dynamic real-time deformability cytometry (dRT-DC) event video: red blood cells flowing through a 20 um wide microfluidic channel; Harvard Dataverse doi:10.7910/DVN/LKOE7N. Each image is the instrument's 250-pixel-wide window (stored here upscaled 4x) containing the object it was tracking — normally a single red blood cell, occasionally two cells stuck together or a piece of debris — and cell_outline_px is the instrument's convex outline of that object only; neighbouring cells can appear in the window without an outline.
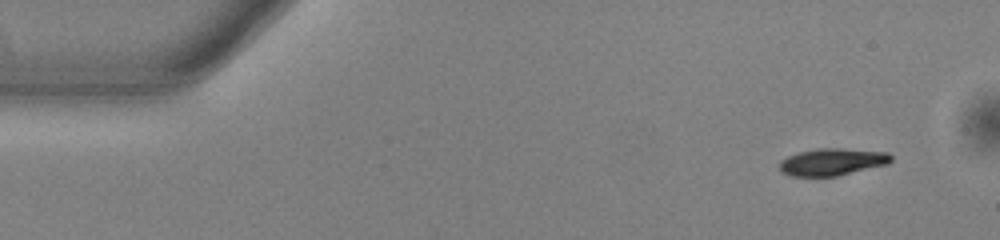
{"species": "common noctule bat (a hibernating species)", "species_latin": "Nyctalus noctula", "temperature_condition": "warm", "stored_images_in_passage": 50, "camera_frame_rate_fps": 3000, "um_per_image_px": 0.085, "animal": {"sex": "male", "body_mass_g": 13.0, "forearm_length_mm": 53.1}, "frame": {"image": 1, "passage_image": 1, "time_ms": 0.0, "image_size_px": [1000, 240], "cell_outline_px": [[892, 160], [888, 164], [836, 176], [792, 176], [780, 172], [780, 160], [788, 156], [800, 152], [816, 148], [840, 148], [888, 152], [892, 156]], "centroid_in_image_um": [70.74, 13.75], "position_along_channel_um": 14.3, "area_um2": 17.63}}
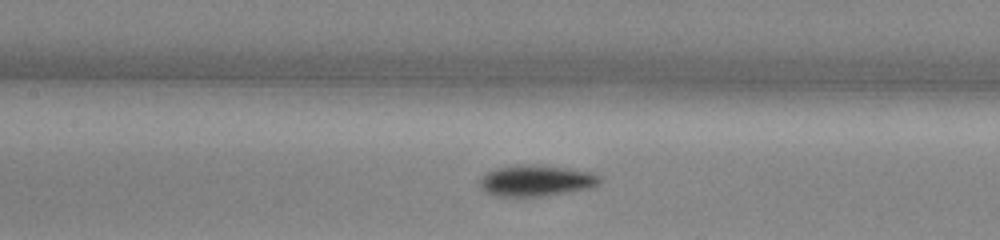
{"frame": {"image": 2, "passage_image": 21, "time_ms": 6.667, "image_size_px": [1000, 240], "cell_outline_px": [[600, 180], [592, 188], [548, 196], [496, 196], [484, 192], [480, 188], [480, 180], [488, 172], [496, 168], [516, 164], [540, 164], [592, 172], [600, 176]], "centroid_in_image_um": [45.57, 15.35], "position_along_channel_um": 161.8, "area_um2": 22.02}}
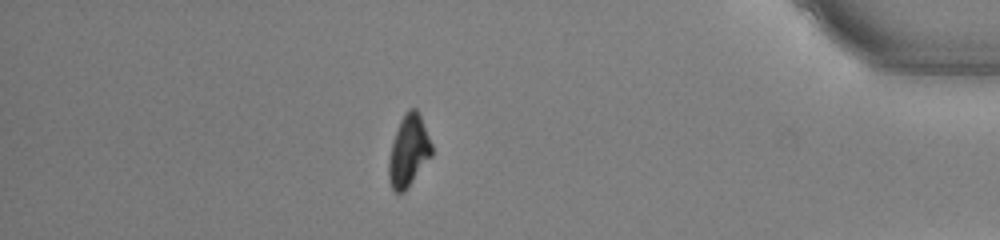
{"frame": {"image": 3, "passage_image": 43, "time_ms": 14.0, "image_size_px": [1000, 240], "cell_outline_px": [[432, 156], [408, 188], [404, 192], [396, 192], [392, 188], [388, 180], [388, 160], [392, 144], [400, 120], [408, 108], [416, 108], [420, 116], [432, 144]], "centroid_in_image_um": [34.73, 12.86], "position_along_channel_um": 400.5, "area_um2": 17.86}, "authors_computed_cell_mechanics": {"area_um2": 19.363, "velocity_mm_per_s": 3.8537, "shape_relaxation_time_tau1_ms": 2.3176, "shape_relaxation_time_tau2_ms": null, "deformation_change_tau1": 0.1393, "deformation_change_tau2": null}}